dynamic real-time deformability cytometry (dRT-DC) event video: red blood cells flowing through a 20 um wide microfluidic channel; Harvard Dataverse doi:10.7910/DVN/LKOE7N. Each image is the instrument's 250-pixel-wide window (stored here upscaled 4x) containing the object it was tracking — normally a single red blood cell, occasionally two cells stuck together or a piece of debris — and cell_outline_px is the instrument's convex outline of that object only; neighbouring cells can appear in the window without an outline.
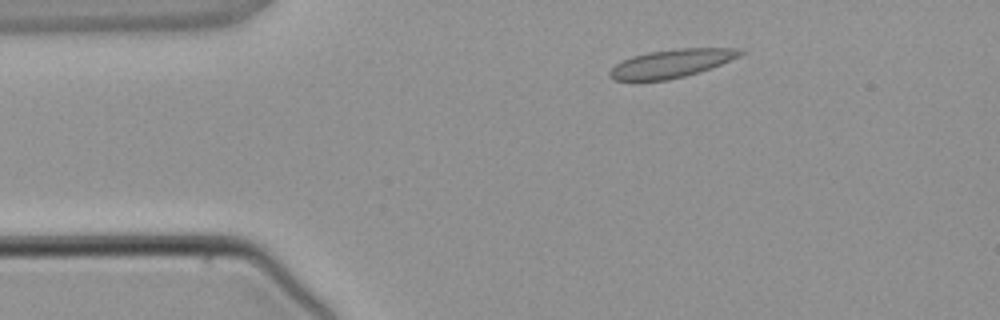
{"species": "common noctule bat (a hibernating species)", "species_latin": "Nyctalus noctula", "temperature_condition": "warm", "stored_images_in_passage": 3, "camera_frame_rate_fps": 3000, "um_per_image_px": 0.085, "animal": {"sex": "male", "body_mass_g": 21.5, "forearm_length_mm": 52.0}, "frame": {"image": 1, "passage_image": 2, "time_ms": 1.333, "image_size_px": [1000, 320], "cell_outline_px": [[744, 52], [740, 56], [712, 68], [700, 72], [668, 80], [640, 84], [636, 84], [616, 80], [608, 76], [608, 72], [616, 64], [632, 56], [648, 52], [676, 48], [744, 48]], "centroid_in_image_um": [57.02, 5.44], "position_along_channel_um": 28.0, "area_um2": 22.31}}
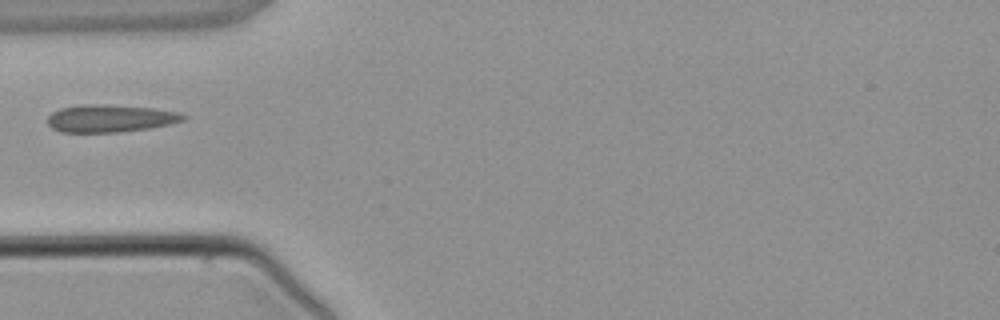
{"frame": {"image": 2, "passage_image": 3, "time_ms": 3.333, "image_size_px": [1000, 320], "cell_outline_px": [[188, 116], [184, 120], [152, 128], [120, 132], [60, 132], [52, 128], [48, 124], [48, 116], [52, 112], [60, 108], [80, 104], [100, 104], [152, 108], [180, 112]], "centroid_in_image_um": [9.36, 10.06], "position_along_channel_um": 75.6, "area_um2": 21.85}}